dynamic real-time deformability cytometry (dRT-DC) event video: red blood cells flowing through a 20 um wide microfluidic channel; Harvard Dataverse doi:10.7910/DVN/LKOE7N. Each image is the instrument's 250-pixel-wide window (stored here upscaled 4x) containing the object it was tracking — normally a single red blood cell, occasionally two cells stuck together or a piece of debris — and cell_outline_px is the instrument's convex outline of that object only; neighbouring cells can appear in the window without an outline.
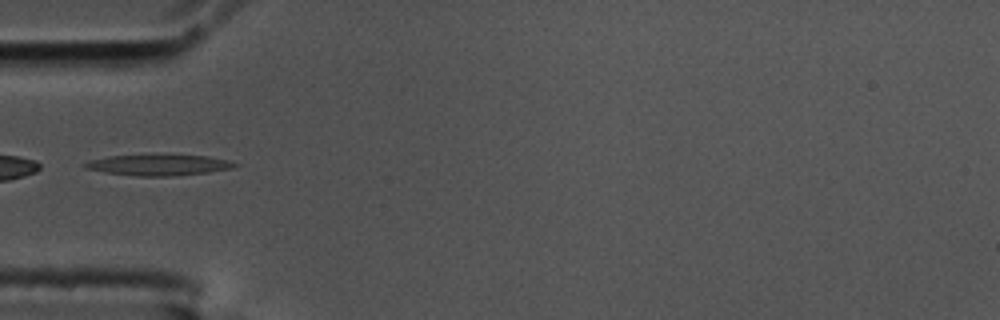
{"species": "common noctule bat (a hibernating species)", "species_latin": "Nyctalus noctula", "temperature_condition": "cold", "stored_images_in_passage": 37, "camera_frame_rate_fps": 3000, "um_per_image_px": 0.085, "animal": {"sex": "male", "body_mass_g": 17.5, "forearm_length_mm": 52.3}, "frame": {"image": 1, "passage_image": 1, "time_ms": 0.0, "image_size_px": [1000, 320], "cell_outline_px": [[240, 164], [232, 168], [208, 172], [172, 176], [136, 176], [104, 172], [84, 168], [80, 164], [88, 160], [108, 156], [168, 152], [208, 156], [228, 160]], "centroid_in_image_um": [13.45, 13.97], "position_along_channel_um": 71.5, "area_um2": 19.36}}
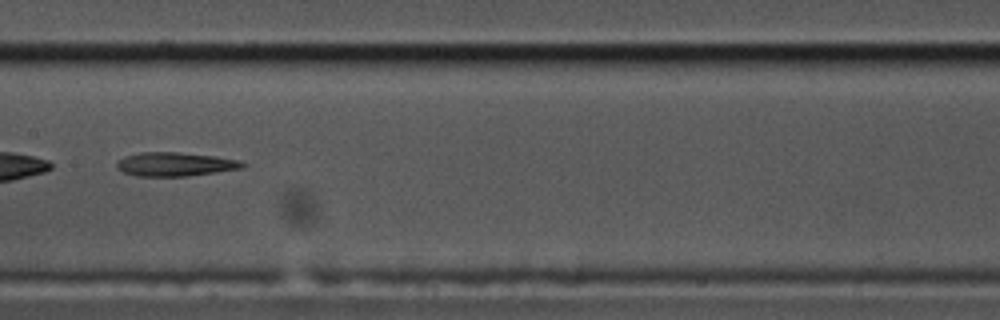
{"frame": {"image": 2, "passage_image": 11, "time_ms": 3.333, "image_size_px": [1000, 320], "cell_outline_px": [[248, 164], [244, 168], [188, 176], [136, 176], [124, 172], [116, 168], [116, 160], [124, 156], [140, 152], [180, 152], [216, 156], [236, 160]], "centroid_in_image_um": [14.86, 13.95], "position_along_channel_um": 192.5, "area_um2": 17.63}}